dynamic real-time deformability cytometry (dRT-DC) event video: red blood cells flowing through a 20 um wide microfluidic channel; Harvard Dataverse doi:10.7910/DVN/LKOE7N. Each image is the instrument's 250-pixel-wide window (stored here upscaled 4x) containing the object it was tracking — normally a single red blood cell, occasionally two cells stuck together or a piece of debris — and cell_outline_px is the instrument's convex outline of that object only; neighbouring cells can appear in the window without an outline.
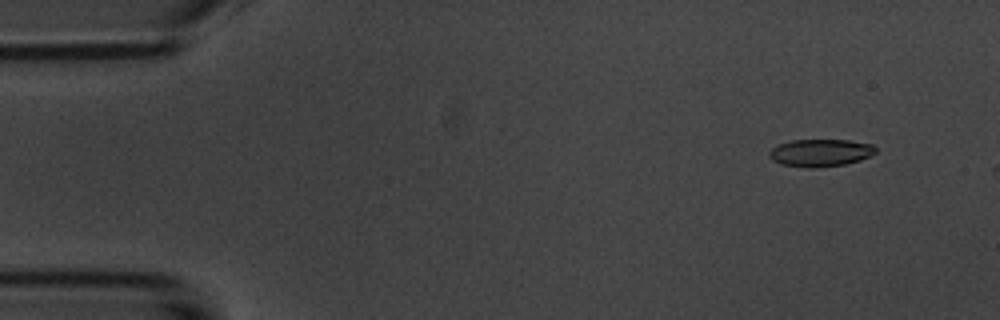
{"species": "common noctule bat (a hibernating species)", "species_latin": "Nyctalus noctula", "temperature_condition": "room temperature", "stored_images_in_passage": 3, "camera_frame_rate_fps": 3000, "um_per_image_px": 0.085, "animal": {"sex": "male", "body_mass_g": 20.1, "forearm_length_mm": 53.5}, "frame": {"image": 1, "passage_image": 1, "time_ms": 0.0, "image_size_px": [1000, 320], "cell_outline_px": [[876, 152], [872, 156], [860, 160], [844, 164], [820, 168], [808, 168], [780, 164], [772, 160], [768, 156], [768, 152], [772, 148], [780, 144], [792, 140], [848, 140], [872, 144], [876, 148]], "centroid_in_image_um": [69.73, 13.0], "position_along_channel_um": 15.3, "area_um2": 17.17}}